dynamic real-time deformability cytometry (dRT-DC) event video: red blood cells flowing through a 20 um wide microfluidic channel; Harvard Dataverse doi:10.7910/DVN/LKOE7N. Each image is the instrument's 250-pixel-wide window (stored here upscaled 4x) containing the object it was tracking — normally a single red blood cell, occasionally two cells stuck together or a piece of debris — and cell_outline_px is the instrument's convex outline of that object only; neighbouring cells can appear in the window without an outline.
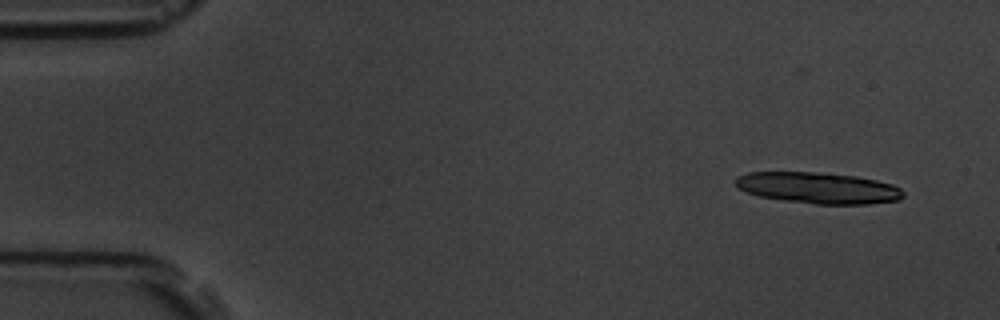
{"species": "common noctule bat (a hibernating species)", "species_latin": "Nyctalus noctula", "temperature_condition": "room temperature", "stored_images_in_passage": 7, "camera_frame_rate_fps": 3000, "um_per_image_px": 0.085, "animal": {"sex": "male", "body_mass_g": 19.5, "forearm_length_mm": 54.6}, "frame": {"image": 1, "passage_image": 2, "time_ms": 1.0, "image_size_px": [1000, 320], "cell_outline_px": [[904, 196], [900, 200], [868, 204], [816, 204], [784, 200], [760, 196], [748, 192], [740, 188], [736, 184], [736, 176], [748, 172], [812, 172], [856, 176], [876, 180], [892, 184], [900, 188], [904, 192]], "centroid_in_image_um": [69.59, 15.97], "position_along_channel_um": 15.4, "area_um2": 30.35}}
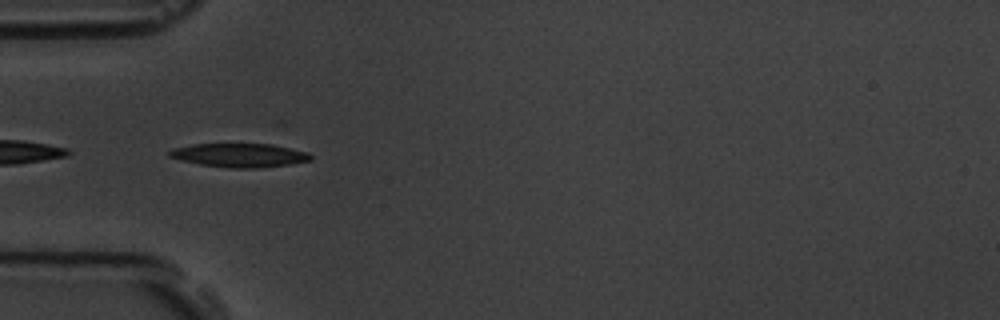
{"frame": {"image": 2, "passage_image": 6, "time_ms": 5.667, "image_size_px": [1000, 320], "cell_outline_px": [[312, 160], [292, 164], [256, 168], [228, 168], [200, 164], [180, 160], [168, 156], [168, 152], [172, 148], [192, 144], [272, 144], [308, 152], [312, 156]], "centroid_in_image_um": [20.36, 13.2], "position_along_channel_um": 64.6, "area_um2": 19.65}}
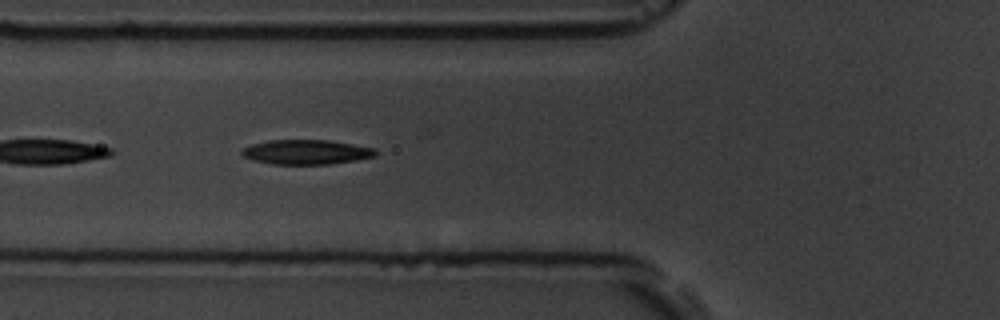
{"frame": {"image": 3, "passage_image": 7, "time_ms": 6.667, "image_size_px": [1000, 320], "cell_outline_px": [[376, 156], [356, 160], [328, 164], [272, 164], [252, 160], [244, 156], [240, 152], [244, 148], [252, 144], [268, 140], [328, 140], [376, 148]], "centroid_in_image_um": [26.03, 12.92], "position_along_channel_um": 99.8, "area_um2": 19.13}}